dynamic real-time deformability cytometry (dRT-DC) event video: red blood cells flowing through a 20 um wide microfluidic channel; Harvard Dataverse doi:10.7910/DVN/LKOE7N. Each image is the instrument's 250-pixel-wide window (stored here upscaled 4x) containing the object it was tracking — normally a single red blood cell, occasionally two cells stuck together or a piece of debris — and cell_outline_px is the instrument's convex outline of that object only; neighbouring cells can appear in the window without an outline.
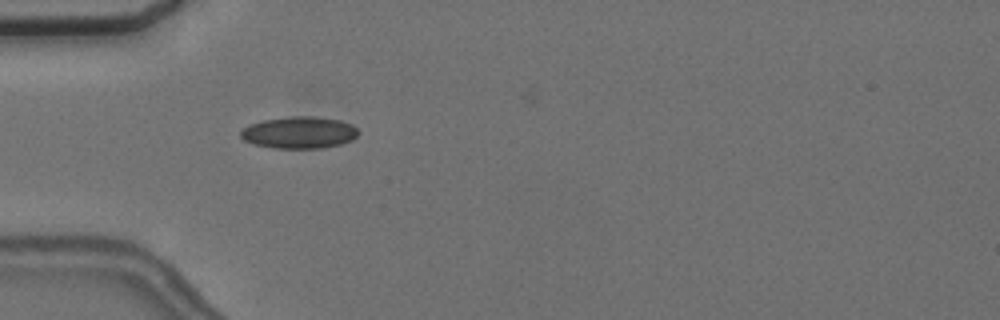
{"species": "common noctule bat (a hibernating species)", "species_latin": "Nyctalus noctula", "temperature_condition": "cold", "stored_images_in_passage": 3, "camera_frame_rate_fps": 3000, "um_per_image_px": 0.085, "animal": {"sex": "female", "body_mass_g": 24.6, "forearm_length_mm": 56.2}, "frame": {"image": 1, "passage_image": 2, "time_ms": 1.333, "image_size_px": [1000, 320], "cell_outline_px": [[360, 132], [352, 140], [340, 144], [324, 148], [272, 148], [256, 144], [244, 140], [240, 136], [240, 132], [244, 128], [252, 124], [264, 120], [288, 116], [312, 116], [340, 120], [352, 124]], "centroid_in_image_um": [25.46, 11.26], "position_along_channel_um": 59.5, "area_um2": 21.79}}
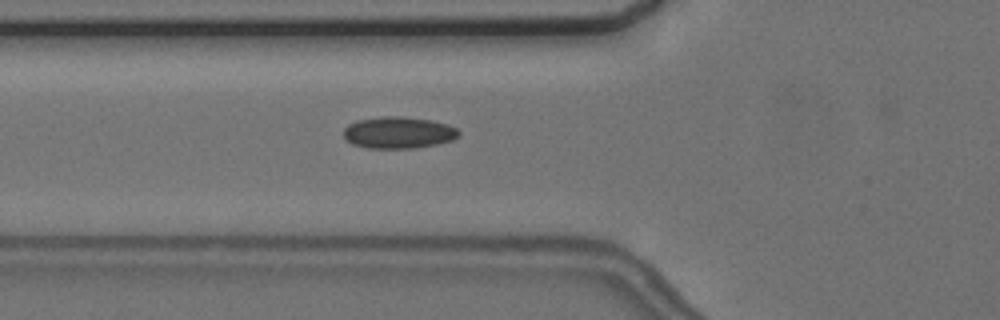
{"frame": {"image": 2, "passage_image": 3, "time_ms": 2.333, "image_size_px": [1000, 320], "cell_outline_px": [[460, 136], [452, 140], [436, 144], [416, 148], [368, 148], [352, 144], [344, 140], [344, 128], [348, 124], [356, 120], [384, 116], [400, 116], [432, 120], [448, 124], [456, 128], [460, 132]], "centroid_in_image_um": [33.86, 11.27], "position_along_channel_um": 91.9, "area_um2": 21.5}}